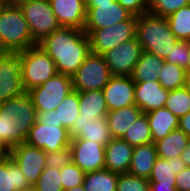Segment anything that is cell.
<instances>
[{
    "instance_id": "cell-1",
    "label": "cell",
    "mask_w": 190,
    "mask_h": 191,
    "mask_svg": "<svg viewBox=\"0 0 190 191\" xmlns=\"http://www.w3.org/2000/svg\"><path fill=\"white\" fill-rule=\"evenodd\" d=\"M38 45L54 61L59 74L72 77L90 51L89 36L82 29L63 27L45 37Z\"/></svg>"
},
{
    "instance_id": "cell-2",
    "label": "cell",
    "mask_w": 190,
    "mask_h": 191,
    "mask_svg": "<svg viewBox=\"0 0 190 191\" xmlns=\"http://www.w3.org/2000/svg\"><path fill=\"white\" fill-rule=\"evenodd\" d=\"M37 121V111L27 92L0 103V140L10 148L26 141Z\"/></svg>"
},
{
    "instance_id": "cell-3",
    "label": "cell",
    "mask_w": 190,
    "mask_h": 191,
    "mask_svg": "<svg viewBox=\"0 0 190 191\" xmlns=\"http://www.w3.org/2000/svg\"><path fill=\"white\" fill-rule=\"evenodd\" d=\"M136 38L143 51L164 60L178 41L167 18L150 12L137 16Z\"/></svg>"
},
{
    "instance_id": "cell-4",
    "label": "cell",
    "mask_w": 190,
    "mask_h": 191,
    "mask_svg": "<svg viewBox=\"0 0 190 191\" xmlns=\"http://www.w3.org/2000/svg\"><path fill=\"white\" fill-rule=\"evenodd\" d=\"M20 7L0 9V52H20L36 45Z\"/></svg>"
},
{
    "instance_id": "cell-5",
    "label": "cell",
    "mask_w": 190,
    "mask_h": 191,
    "mask_svg": "<svg viewBox=\"0 0 190 191\" xmlns=\"http://www.w3.org/2000/svg\"><path fill=\"white\" fill-rule=\"evenodd\" d=\"M18 53L26 92L58 74L54 61L38 44Z\"/></svg>"
},
{
    "instance_id": "cell-6",
    "label": "cell",
    "mask_w": 190,
    "mask_h": 191,
    "mask_svg": "<svg viewBox=\"0 0 190 191\" xmlns=\"http://www.w3.org/2000/svg\"><path fill=\"white\" fill-rule=\"evenodd\" d=\"M137 16L131 15L127 20L113 26L97 30H84L89 36L90 51L105 54L118 45L136 37Z\"/></svg>"
},
{
    "instance_id": "cell-7",
    "label": "cell",
    "mask_w": 190,
    "mask_h": 191,
    "mask_svg": "<svg viewBox=\"0 0 190 191\" xmlns=\"http://www.w3.org/2000/svg\"><path fill=\"white\" fill-rule=\"evenodd\" d=\"M72 90V77L58 73L40 86L28 90L27 93L36 111H52Z\"/></svg>"
},
{
    "instance_id": "cell-8",
    "label": "cell",
    "mask_w": 190,
    "mask_h": 191,
    "mask_svg": "<svg viewBox=\"0 0 190 191\" xmlns=\"http://www.w3.org/2000/svg\"><path fill=\"white\" fill-rule=\"evenodd\" d=\"M111 76L103 55L90 52L72 76L73 89L77 92L102 90Z\"/></svg>"
},
{
    "instance_id": "cell-9",
    "label": "cell",
    "mask_w": 190,
    "mask_h": 191,
    "mask_svg": "<svg viewBox=\"0 0 190 191\" xmlns=\"http://www.w3.org/2000/svg\"><path fill=\"white\" fill-rule=\"evenodd\" d=\"M20 8L37 44L61 27L49 0H29Z\"/></svg>"
},
{
    "instance_id": "cell-10",
    "label": "cell",
    "mask_w": 190,
    "mask_h": 191,
    "mask_svg": "<svg viewBox=\"0 0 190 191\" xmlns=\"http://www.w3.org/2000/svg\"><path fill=\"white\" fill-rule=\"evenodd\" d=\"M18 52H0V103L24 94Z\"/></svg>"
},
{
    "instance_id": "cell-11",
    "label": "cell",
    "mask_w": 190,
    "mask_h": 191,
    "mask_svg": "<svg viewBox=\"0 0 190 191\" xmlns=\"http://www.w3.org/2000/svg\"><path fill=\"white\" fill-rule=\"evenodd\" d=\"M131 14L117 0H96L87 7L83 30H97L127 20Z\"/></svg>"
},
{
    "instance_id": "cell-12",
    "label": "cell",
    "mask_w": 190,
    "mask_h": 191,
    "mask_svg": "<svg viewBox=\"0 0 190 191\" xmlns=\"http://www.w3.org/2000/svg\"><path fill=\"white\" fill-rule=\"evenodd\" d=\"M142 51L135 37L106 52L103 57L111 75L131 76Z\"/></svg>"
},
{
    "instance_id": "cell-13",
    "label": "cell",
    "mask_w": 190,
    "mask_h": 191,
    "mask_svg": "<svg viewBox=\"0 0 190 191\" xmlns=\"http://www.w3.org/2000/svg\"><path fill=\"white\" fill-rule=\"evenodd\" d=\"M25 143L42 149L44 152H54L69 146L71 136L65 127L44 125L36 121Z\"/></svg>"
},
{
    "instance_id": "cell-14",
    "label": "cell",
    "mask_w": 190,
    "mask_h": 191,
    "mask_svg": "<svg viewBox=\"0 0 190 191\" xmlns=\"http://www.w3.org/2000/svg\"><path fill=\"white\" fill-rule=\"evenodd\" d=\"M10 158L19 166L30 186H33L45 169V152L25 142L11 148Z\"/></svg>"
},
{
    "instance_id": "cell-15",
    "label": "cell",
    "mask_w": 190,
    "mask_h": 191,
    "mask_svg": "<svg viewBox=\"0 0 190 191\" xmlns=\"http://www.w3.org/2000/svg\"><path fill=\"white\" fill-rule=\"evenodd\" d=\"M72 162L85 173L105 168V146L80 138L71 139Z\"/></svg>"
},
{
    "instance_id": "cell-16",
    "label": "cell",
    "mask_w": 190,
    "mask_h": 191,
    "mask_svg": "<svg viewBox=\"0 0 190 191\" xmlns=\"http://www.w3.org/2000/svg\"><path fill=\"white\" fill-rule=\"evenodd\" d=\"M102 91L108 111L135 104V83L131 76L112 75Z\"/></svg>"
},
{
    "instance_id": "cell-17",
    "label": "cell",
    "mask_w": 190,
    "mask_h": 191,
    "mask_svg": "<svg viewBox=\"0 0 190 191\" xmlns=\"http://www.w3.org/2000/svg\"><path fill=\"white\" fill-rule=\"evenodd\" d=\"M71 139L80 138L92 140L106 146L113 139L111 131L108 128L106 117L92 119V117H82L80 114L75 119L72 127L69 129Z\"/></svg>"
},
{
    "instance_id": "cell-18",
    "label": "cell",
    "mask_w": 190,
    "mask_h": 191,
    "mask_svg": "<svg viewBox=\"0 0 190 191\" xmlns=\"http://www.w3.org/2000/svg\"><path fill=\"white\" fill-rule=\"evenodd\" d=\"M60 26L84 29L87 7L83 0H49Z\"/></svg>"
},
{
    "instance_id": "cell-19",
    "label": "cell",
    "mask_w": 190,
    "mask_h": 191,
    "mask_svg": "<svg viewBox=\"0 0 190 191\" xmlns=\"http://www.w3.org/2000/svg\"><path fill=\"white\" fill-rule=\"evenodd\" d=\"M135 104L143 113L163 108L168 98L165 90L158 81L135 83Z\"/></svg>"
},
{
    "instance_id": "cell-20",
    "label": "cell",
    "mask_w": 190,
    "mask_h": 191,
    "mask_svg": "<svg viewBox=\"0 0 190 191\" xmlns=\"http://www.w3.org/2000/svg\"><path fill=\"white\" fill-rule=\"evenodd\" d=\"M133 149L122 138H113L105 146V168L118 174L127 173L132 160Z\"/></svg>"
},
{
    "instance_id": "cell-21",
    "label": "cell",
    "mask_w": 190,
    "mask_h": 191,
    "mask_svg": "<svg viewBox=\"0 0 190 191\" xmlns=\"http://www.w3.org/2000/svg\"><path fill=\"white\" fill-rule=\"evenodd\" d=\"M157 157L156 145L153 142L134 147L128 173L149 179Z\"/></svg>"
},
{
    "instance_id": "cell-22",
    "label": "cell",
    "mask_w": 190,
    "mask_h": 191,
    "mask_svg": "<svg viewBox=\"0 0 190 191\" xmlns=\"http://www.w3.org/2000/svg\"><path fill=\"white\" fill-rule=\"evenodd\" d=\"M146 115L153 143L179 127V118L165 107L150 111Z\"/></svg>"
},
{
    "instance_id": "cell-23",
    "label": "cell",
    "mask_w": 190,
    "mask_h": 191,
    "mask_svg": "<svg viewBox=\"0 0 190 191\" xmlns=\"http://www.w3.org/2000/svg\"><path fill=\"white\" fill-rule=\"evenodd\" d=\"M142 113L136 104L108 111L106 119L113 138H122L128 127H130Z\"/></svg>"
},
{
    "instance_id": "cell-24",
    "label": "cell",
    "mask_w": 190,
    "mask_h": 191,
    "mask_svg": "<svg viewBox=\"0 0 190 191\" xmlns=\"http://www.w3.org/2000/svg\"><path fill=\"white\" fill-rule=\"evenodd\" d=\"M185 167L180 157H173L168 160L157 157L148 180L150 183H160V185H175L176 174Z\"/></svg>"
},
{
    "instance_id": "cell-25",
    "label": "cell",
    "mask_w": 190,
    "mask_h": 191,
    "mask_svg": "<svg viewBox=\"0 0 190 191\" xmlns=\"http://www.w3.org/2000/svg\"><path fill=\"white\" fill-rule=\"evenodd\" d=\"M165 60L154 54L142 51L131 74L134 83L158 81Z\"/></svg>"
},
{
    "instance_id": "cell-26",
    "label": "cell",
    "mask_w": 190,
    "mask_h": 191,
    "mask_svg": "<svg viewBox=\"0 0 190 191\" xmlns=\"http://www.w3.org/2000/svg\"><path fill=\"white\" fill-rule=\"evenodd\" d=\"M29 187L26 177L11 158L0 163V191H24Z\"/></svg>"
},
{
    "instance_id": "cell-27",
    "label": "cell",
    "mask_w": 190,
    "mask_h": 191,
    "mask_svg": "<svg viewBox=\"0 0 190 191\" xmlns=\"http://www.w3.org/2000/svg\"><path fill=\"white\" fill-rule=\"evenodd\" d=\"M79 114L92 119L106 117L108 108L102 90L79 92Z\"/></svg>"
},
{
    "instance_id": "cell-28",
    "label": "cell",
    "mask_w": 190,
    "mask_h": 191,
    "mask_svg": "<svg viewBox=\"0 0 190 191\" xmlns=\"http://www.w3.org/2000/svg\"><path fill=\"white\" fill-rule=\"evenodd\" d=\"M189 139L181 129L173 130L167 136L155 142L157 156L167 160L173 157H181Z\"/></svg>"
},
{
    "instance_id": "cell-29",
    "label": "cell",
    "mask_w": 190,
    "mask_h": 191,
    "mask_svg": "<svg viewBox=\"0 0 190 191\" xmlns=\"http://www.w3.org/2000/svg\"><path fill=\"white\" fill-rule=\"evenodd\" d=\"M119 174L106 168L87 172L83 187L85 191H116Z\"/></svg>"
},
{
    "instance_id": "cell-30",
    "label": "cell",
    "mask_w": 190,
    "mask_h": 191,
    "mask_svg": "<svg viewBox=\"0 0 190 191\" xmlns=\"http://www.w3.org/2000/svg\"><path fill=\"white\" fill-rule=\"evenodd\" d=\"M122 139L132 147L152 143L151 129L146 113H142L126 130Z\"/></svg>"
},
{
    "instance_id": "cell-31",
    "label": "cell",
    "mask_w": 190,
    "mask_h": 191,
    "mask_svg": "<svg viewBox=\"0 0 190 191\" xmlns=\"http://www.w3.org/2000/svg\"><path fill=\"white\" fill-rule=\"evenodd\" d=\"M79 109V92L73 89L55 109L59 123L69 130L79 115Z\"/></svg>"
},
{
    "instance_id": "cell-32",
    "label": "cell",
    "mask_w": 190,
    "mask_h": 191,
    "mask_svg": "<svg viewBox=\"0 0 190 191\" xmlns=\"http://www.w3.org/2000/svg\"><path fill=\"white\" fill-rule=\"evenodd\" d=\"M172 33L178 40L190 41V4L166 17Z\"/></svg>"
},
{
    "instance_id": "cell-33",
    "label": "cell",
    "mask_w": 190,
    "mask_h": 191,
    "mask_svg": "<svg viewBox=\"0 0 190 191\" xmlns=\"http://www.w3.org/2000/svg\"><path fill=\"white\" fill-rule=\"evenodd\" d=\"M186 70L176 64L164 62L158 82L168 91L184 87Z\"/></svg>"
},
{
    "instance_id": "cell-34",
    "label": "cell",
    "mask_w": 190,
    "mask_h": 191,
    "mask_svg": "<svg viewBox=\"0 0 190 191\" xmlns=\"http://www.w3.org/2000/svg\"><path fill=\"white\" fill-rule=\"evenodd\" d=\"M165 108L180 118L190 112V93L184 88L168 91Z\"/></svg>"
},
{
    "instance_id": "cell-35",
    "label": "cell",
    "mask_w": 190,
    "mask_h": 191,
    "mask_svg": "<svg viewBox=\"0 0 190 191\" xmlns=\"http://www.w3.org/2000/svg\"><path fill=\"white\" fill-rule=\"evenodd\" d=\"M33 187L36 191H64L60 169L45 168Z\"/></svg>"
},
{
    "instance_id": "cell-36",
    "label": "cell",
    "mask_w": 190,
    "mask_h": 191,
    "mask_svg": "<svg viewBox=\"0 0 190 191\" xmlns=\"http://www.w3.org/2000/svg\"><path fill=\"white\" fill-rule=\"evenodd\" d=\"M190 4V0H148V12L168 17L180 8Z\"/></svg>"
},
{
    "instance_id": "cell-37",
    "label": "cell",
    "mask_w": 190,
    "mask_h": 191,
    "mask_svg": "<svg viewBox=\"0 0 190 191\" xmlns=\"http://www.w3.org/2000/svg\"><path fill=\"white\" fill-rule=\"evenodd\" d=\"M116 191H150L147 178L138 177L130 173L119 174Z\"/></svg>"
},
{
    "instance_id": "cell-38",
    "label": "cell",
    "mask_w": 190,
    "mask_h": 191,
    "mask_svg": "<svg viewBox=\"0 0 190 191\" xmlns=\"http://www.w3.org/2000/svg\"><path fill=\"white\" fill-rule=\"evenodd\" d=\"M63 190L67 191L75 186L83 185L85 172L75 163L71 162L60 169Z\"/></svg>"
},
{
    "instance_id": "cell-39",
    "label": "cell",
    "mask_w": 190,
    "mask_h": 191,
    "mask_svg": "<svg viewBox=\"0 0 190 191\" xmlns=\"http://www.w3.org/2000/svg\"><path fill=\"white\" fill-rule=\"evenodd\" d=\"M165 61L176 64L187 71L190 62V41L178 40Z\"/></svg>"
},
{
    "instance_id": "cell-40",
    "label": "cell",
    "mask_w": 190,
    "mask_h": 191,
    "mask_svg": "<svg viewBox=\"0 0 190 191\" xmlns=\"http://www.w3.org/2000/svg\"><path fill=\"white\" fill-rule=\"evenodd\" d=\"M45 168H58L69 165L72 162V150L70 145L54 152H45Z\"/></svg>"
},
{
    "instance_id": "cell-41",
    "label": "cell",
    "mask_w": 190,
    "mask_h": 191,
    "mask_svg": "<svg viewBox=\"0 0 190 191\" xmlns=\"http://www.w3.org/2000/svg\"><path fill=\"white\" fill-rule=\"evenodd\" d=\"M131 15L139 16L148 12V0H117Z\"/></svg>"
},
{
    "instance_id": "cell-42",
    "label": "cell",
    "mask_w": 190,
    "mask_h": 191,
    "mask_svg": "<svg viewBox=\"0 0 190 191\" xmlns=\"http://www.w3.org/2000/svg\"><path fill=\"white\" fill-rule=\"evenodd\" d=\"M175 187L177 191H190V167H185L181 172L176 174Z\"/></svg>"
},
{
    "instance_id": "cell-43",
    "label": "cell",
    "mask_w": 190,
    "mask_h": 191,
    "mask_svg": "<svg viewBox=\"0 0 190 191\" xmlns=\"http://www.w3.org/2000/svg\"><path fill=\"white\" fill-rule=\"evenodd\" d=\"M37 121L44 125H58V127H63L62 123H59L56 110L37 111Z\"/></svg>"
},
{
    "instance_id": "cell-44",
    "label": "cell",
    "mask_w": 190,
    "mask_h": 191,
    "mask_svg": "<svg viewBox=\"0 0 190 191\" xmlns=\"http://www.w3.org/2000/svg\"><path fill=\"white\" fill-rule=\"evenodd\" d=\"M179 129L190 138V112L179 118Z\"/></svg>"
},
{
    "instance_id": "cell-45",
    "label": "cell",
    "mask_w": 190,
    "mask_h": 191,
    "mask_svg": "<svg viewBox=\"0 0 190 191\" xmlns=\"http://www.w3.org/2000/svg\"><path fill=\"white\" fill-rule=\"evenodd\" d=\"M11 155V148L0 140V163L9 159Z\"/></svg>"
},
{
    "instance_id": "cell-46",
    "label": "cell",
    "mask_w": 190,
    "mask_h": 191,
    "mask_svg": "<svg viewBox=\"0 0 190 191\" xmlns=\"http://www.w3.org/2000/svg\"><path fill=\"white\" fill-rule=\"evenodd\" d=\"M150 191H177L175 185H160V183H150Z\"/></svg>"
},
{
    "instance_id": "cell-47",
    "label": "cell",
    "mask_w": 190,
    "mask_h": 191,
    "mask_svg": "<svg viewBox=\"0 0 190 191\" xmlns=\"http://www.w3.org/2000/svg\"><path fill=\"white\" fill-rule=\"evenodd\" d=\"M180 158L183 160L185 166L190 167V139L187 143L185 150L181 153Z\"/></svg>"
},
{
    "instance_id": "cell-48",
    "label": "cell",
    "mask_w": 190,
    "mask_h": 191,
    "mask_svg": "<svg viewBox=\"0 0 190 191\" xmlns=\"http://www.w3.org/2000/svg\"><path fill=\"white\" fill-rule=\"evenodd\" d=\"M27 1L29 0H0L2 5L9 7H21Z\"/></svg>"
},
{
    "instance_id": "cell-49",
    "label": "cell",
    "mask_w": 190,
    "mask_h": 191,
    "mask_svg": "<svg viewBox=\"0 0 190 191\" xmlns=\"http://www.w3.org/2000/svg\"><path fill=\"white\" fill-rule=\"evenodd\" d=\"M184 88L190 93V72L185 73Z\"/></svg>"
},
{
    "instance_id": "cell-50",
    "label": "cell",
    "mask_w": 190,
    "mask_h": 191,
    "mask_svg": "<svg viewBox=\"0 0 190 191\" xmlns=\"http://www.w3.org/2000/svg\"><path fill=\"white\" fill-rule=\"evenodd\" d=\"M67 191H85L83 185H78V186H75Z\"/></svg>"
},
{
    "instance_id": "cell-51",
    "label": "cell",
    "mask_w": 190,
    "mask_h": 191,
    "mask_svg": "<svg viewBox=\"0 0 190 191\" xmlns=\"http://www.w3.org/2000/svg\"><path fill=\"white\" fill-rule=\"evenodd\" d=\"M83 1L86 4V7H88L92 2H94L96 0H83Z\"/></svg>"
},
{
    "instance_id": "cell-52",
    "label": "cell",
    "mask_w": 190,
    "mask_h": 191,
    "mask_svg": "<svg viewBox=\"0 0 190 191\" xmlns=\"http://www.w3.org/2000/svg\"><path fill=\"white\" fill-rule=\"evenodd\" d=\"M24 191H36L33 186H30L29 188H26Z\"/></svg>"
},
{
    "instance_id": "cell-53",
    "label": "cell",
    "mask_w": 190,
    "mask_h": 191,
    "mask_svg": "<svg viewBox=\"0 0 190 191\" xmlns=\"http://www.w3.org/2000/svg\"><path fill=\"white\" fill-rule=\"evenodd\" d=\"M186 72H190V62H189L188 70Z\"/></svg>"
}]
</instances>
